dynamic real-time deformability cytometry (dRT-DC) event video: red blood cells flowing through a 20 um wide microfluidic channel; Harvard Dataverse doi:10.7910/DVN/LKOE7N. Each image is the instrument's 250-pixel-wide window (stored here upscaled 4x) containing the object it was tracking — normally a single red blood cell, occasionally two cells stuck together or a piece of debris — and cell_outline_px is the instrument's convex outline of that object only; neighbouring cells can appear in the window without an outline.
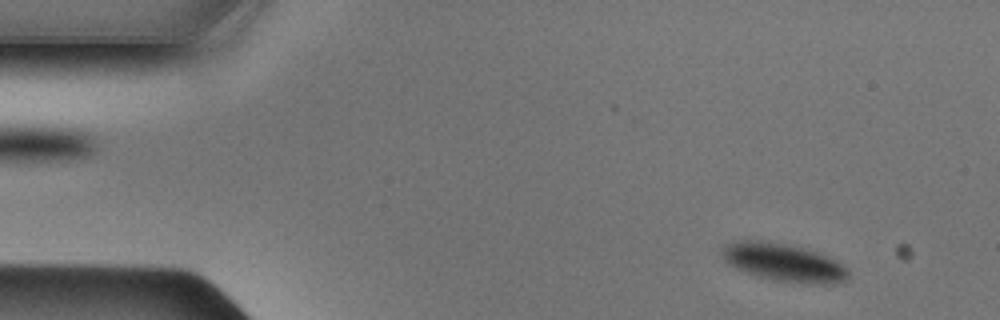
{"species": "Egyptian fruit bat (a non-hibernating species)", "species_latin": "Rousettus aegyptiacus", "temperature_condition": "cold", "stored_images_in_passage": 49, "segment_of_instrument_passage": [1, 2], "camera_frame_rate_fps": 3000, "um_per_image_px": 0.085, "animal": {"sex": "male"}, "frame": {"image": 1, "passage_image": 4, "time_ms": 1.0, "image_size_px": [1000, 320], "cell_outline_px": [[848, 276], [844, 280], [776, 280], [756, 276], [736, 268], [724, 260], [724, 248], [728, 244], [736, 240], [760, 240], [788, 244], [804, 248], [828, 256], [836, 260], [848, 268]], "centroid_in_image_um": [66.52, 22.23], "position_along_channel_um": 18.5, "area_um2": 26.36}}
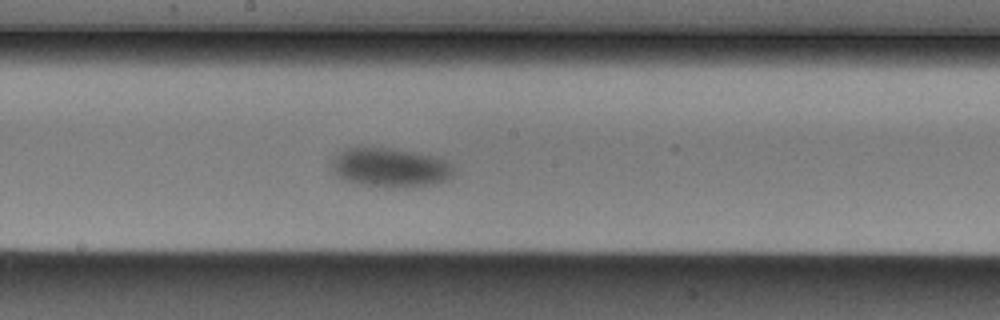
{"frame": {"image": 2, "passage_image": 25, "time_ms": 8.0, "image_size_px": [1000, 320], "cell_outline_px": [[456, 172], [452, 176], [444, 180], [428, 184], [388, 188], [384, 188], [356, 184], [344, 180], [336, 176], [328, 168], [332, 160], [344, 148], [384, 148], [412, 152], [432, 156], [444, 160]], "centroid_in_image_um": [33.05, 14.26], "position_along_channel_um": 215.2, "area_um2": 27.63}}
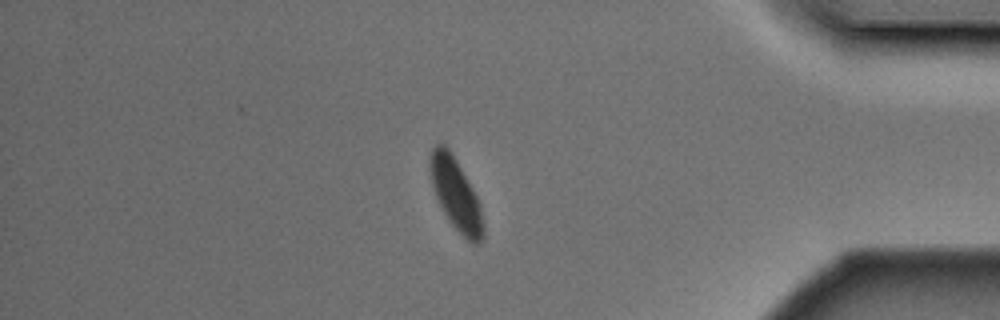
{"frame": {"image": 3, "passage_image": 41, "time_ms": 13.333, "image_size_px": [1000, 320], "cell_outline_px": [[484, 236], [480, 244], [472, 244], [448, 220], [436, 196], [432, 184], [428, 168], [428, 160], [432, 148], [436, 144], [444, 144], [448, 148], [456, 160], [472, 188], [480, 204], [484, 228]], "centroid_in_image_um": [38.73, 16.51], "position_along_channel_um": 396.5, "area_um2": 22.08}}